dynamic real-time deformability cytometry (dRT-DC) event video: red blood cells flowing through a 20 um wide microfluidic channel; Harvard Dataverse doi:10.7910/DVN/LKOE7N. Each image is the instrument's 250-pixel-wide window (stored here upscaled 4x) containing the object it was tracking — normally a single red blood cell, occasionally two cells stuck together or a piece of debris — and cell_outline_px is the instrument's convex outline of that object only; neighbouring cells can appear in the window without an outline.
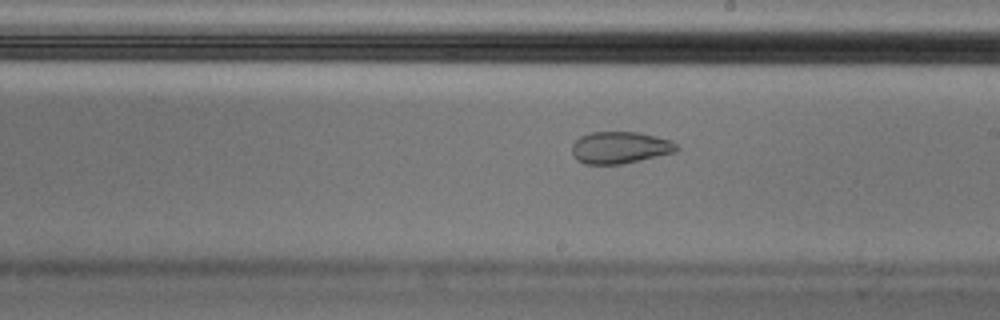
{"species": "Egyptian fruit bat (a non-hibernating species)", "species_latin": "Rousettus aegyptiacus", "temperature_condition": "cold", "stored_images_in_passage": 57, "camera_frame_rate_fps": 3000, "um_per_image_px": 0.085, "animal": {"sex": "male"}, "frame": {"image": 1, "passage_image": 33, "time_ms": 10.667, "image_size_px": [1000, 320], "cell_outline_px": [[680, 148], [676, 152], [640, 160], [620, 164], [584, 164], [576, 160], [572, 156], [572, 144], [580, 136], [588, 132], [636, 132], [672, 140]], "centroid_in_image_um": [52.67, 12.54], "position_along_channel_um": 236.3, "area_um2": 19.59}, "authors_computed_cell_mechanics": {"area_um2": 21.5016, "velocity_mm_per_s": 3.5491, "shape_relaxation_time_tau1_ms": null, "shape_relaxation_time_tau2_ms": 1.5618, "deformation_change_tau1": null, "deformation_change_tau2": 0.0599}}